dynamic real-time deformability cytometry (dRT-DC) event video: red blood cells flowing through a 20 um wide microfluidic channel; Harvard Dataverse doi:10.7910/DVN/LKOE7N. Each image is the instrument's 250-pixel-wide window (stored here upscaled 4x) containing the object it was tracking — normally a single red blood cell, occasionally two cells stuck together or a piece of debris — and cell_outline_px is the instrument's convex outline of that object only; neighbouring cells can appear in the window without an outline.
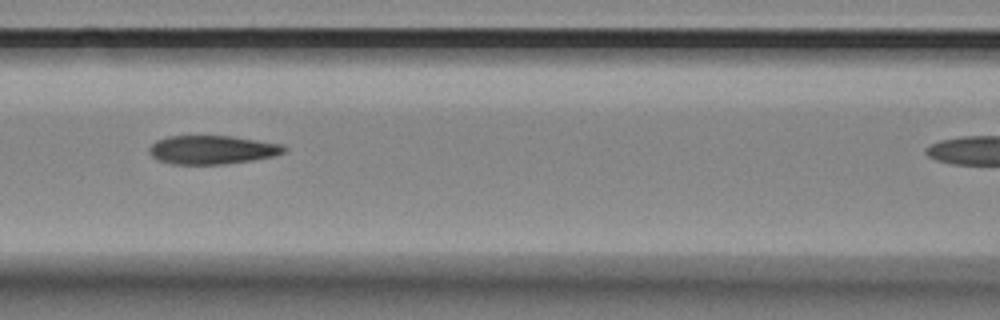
{"species": "Egyptian fruit bat (a non-hibernating species)", "species_latin": "Rousettus aegyptiacus", "temperature_condition": "room temperature", "stored_images_in_passage": 5, "camera_frame_rate_fps": 3000, "um_per_image_px": 0.085, "animal": {"sex": "female"}, "frame": {"image": 1, "passage_image": 4, "time_ms": 1.0, "image_size_px": [1000, 320], "cell_outline_px": [[288, 148], [284, 152], [276, 156], [252, 160], [224, 164], [172, 164], [156, 160], [148, 152], [148, 148], [156, 140], [168, 136], [232, 136], [280, 144]], "centroid_in_image_um": [18.0, 12.73], "position_along_channel_um": 148.6, "area_um2": 22.6}}